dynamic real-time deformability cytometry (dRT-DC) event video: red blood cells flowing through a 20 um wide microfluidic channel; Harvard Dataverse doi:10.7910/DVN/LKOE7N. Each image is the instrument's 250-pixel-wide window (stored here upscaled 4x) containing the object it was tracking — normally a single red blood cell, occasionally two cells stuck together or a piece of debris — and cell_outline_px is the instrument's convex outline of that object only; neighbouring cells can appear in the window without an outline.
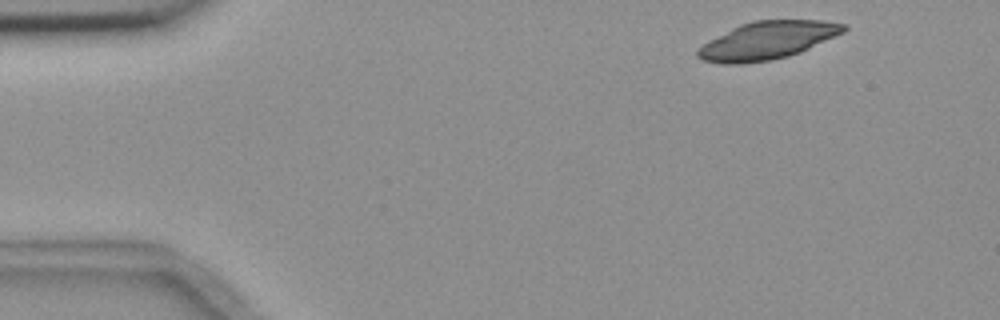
{"species": "common noctule bat (a hibernating species)", "species_latin": "Nyctalus noctula", "temperature_condition": "room temperature", "stored_images_in_passage": 4, "camera_frame_rate_fps": 3000, "um_per_image_px": 0.085, "animal": {"sex": "female", "body_mass_g": 18.4}, "frame": {"image": 1, "passage_image": 1, "time_ms": 0.0, "image_size_px": [1000, 320], "cell_outline_px": [[848, 28], [844, 32], [800, 52], [788, 56], [772, 60], [740, 64], [720, 64], [704, 60], [696, 56], [696, 52], [704, 44], [732, 28], [740, 24], [752, 20], [824, 20], [848, 24]], "centroid_in_image_um": [65.27, 3.43], "position_along_channel_um": 19.7, "area_um2": 32.02}}